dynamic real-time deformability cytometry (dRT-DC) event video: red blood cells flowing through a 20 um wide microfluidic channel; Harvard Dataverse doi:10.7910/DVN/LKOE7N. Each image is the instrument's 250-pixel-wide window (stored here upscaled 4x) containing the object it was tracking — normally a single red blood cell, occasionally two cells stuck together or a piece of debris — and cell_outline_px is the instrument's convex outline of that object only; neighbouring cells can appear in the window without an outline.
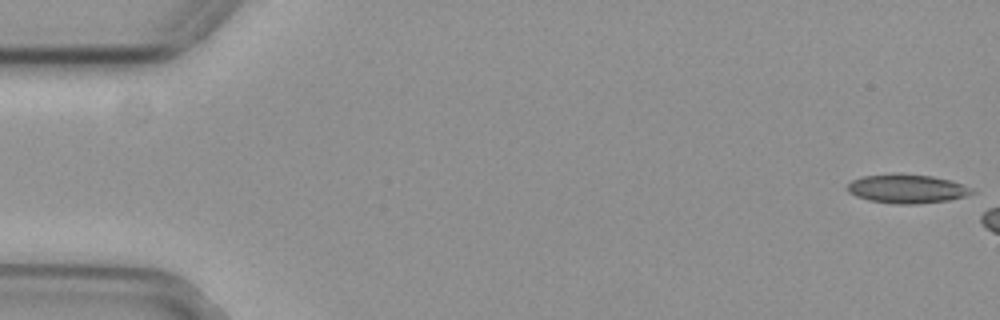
{"species": "common noctule bat (a hibernating species)", "species_latin": "Nyctalus noctula", "temperature_condition": "cold", "stored_images_in_passage": 8, "camera_frame_rate_fps": 3000, "um_per_image_px": 0.085, "animal": {"sex": "female", "body_mass_g": 29.2, "forearm_length_mm": 56.3}, "frame": {"image": 1, "passage_image": 1, "time_ms": 0.0, "image_size_px": [1000, 320], "cell_outline_px": [[976, 192], [964, 196], [948, 200], [916, 204], [896, 204], [868, 200], [856, 196], [848, 192], [848, 184], [852, 180], [864, 176], [892, 172], [900, 172], [932, 176], [948, 180], [972, 188]], "centroid_in_image_um": [77.05, 16.03], "position_along_channel_um": 7.9, "area_um2": 21.1}}